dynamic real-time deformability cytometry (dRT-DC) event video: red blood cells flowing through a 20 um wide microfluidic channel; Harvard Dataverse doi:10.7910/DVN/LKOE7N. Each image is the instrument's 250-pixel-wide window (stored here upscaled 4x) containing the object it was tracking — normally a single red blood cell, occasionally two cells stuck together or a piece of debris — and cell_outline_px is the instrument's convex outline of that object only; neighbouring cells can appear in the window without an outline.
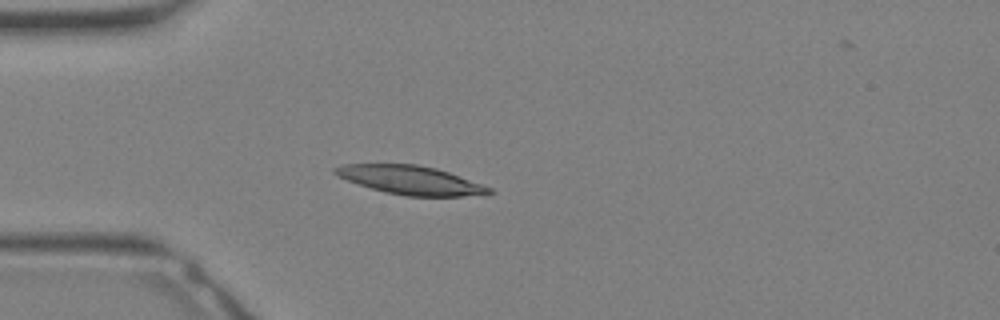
{"species": "Egyptian fruit bat (a non-hibernating species)", "species_latin": "Rousettus aegyptiacus", "temperature_condition": "warm", "stored_images_in_passage": 13, "camera_frame_rate_fps": 3000, "um_per_image_px": 0.085, "animal": {"sex": "female"}, "frame": {"image": 1, "passage_image": 10, "time_ms": 3.0, "image_size_px": [1000, 320], "cell_outline_px": [[496, 192], [488, 196], [404, 196], [384, 192], [348, 180], [332, 172], [332, 168], [340, 164], [416, 164], [436, 168], [448, 172], [492, 188]], "centroid_in_image_um": [34.96, 15.32], "position_along_channel_um": 50.0, "area_um2": 25.84}}
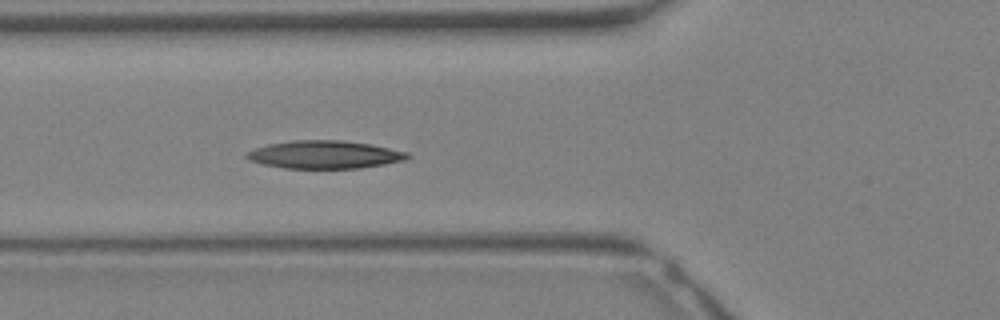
{"frame": {"image": 2, "passage_image": 13, "time_ms": 4.0, "image_size_px": [1000, 320], "cell_outline_px": [[412, 156], [404, 160], [384, 164], [360, 168], [284, 168], [264, 164], [248, 160], [244, 156], [248, 152], [256, 148], [268, 144], [292, 140], [344, 140], [372, 144], [408, 152]], "centroid_in_image_um": [27.61, 13.13], "position_along_channel_um": 98.2, "area_um2": 26.18}}